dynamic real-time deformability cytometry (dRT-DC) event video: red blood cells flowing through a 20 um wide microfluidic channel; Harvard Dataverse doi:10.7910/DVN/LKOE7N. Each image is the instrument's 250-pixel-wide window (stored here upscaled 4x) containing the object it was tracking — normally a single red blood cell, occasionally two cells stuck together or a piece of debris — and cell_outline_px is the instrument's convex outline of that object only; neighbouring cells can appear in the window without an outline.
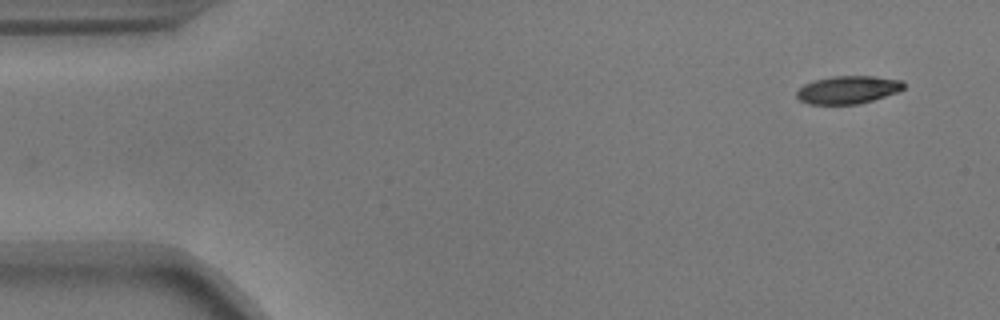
{"species": "common noctule bat (a hibernating species)", "species_latin": "Nyctalus noctula", "temperature_condition": "warm", "stored_images_in_passage": 43, "camera_frame_rate_fps": 3000, "um_per_image_px": 0.085, "animal": {"sex": "male", "body_mass_g": 17.9}, "frame": {"image": 1, "passage_image": 1, "time_ms": 0.0, "image_size_px": [1000, 320], "cell_outline_px": [[904, 88], [896, 92], [860, 104], [808, 104], [800, 100], [796, 96], [796, 92], [804, 84], [812, 80], [832, 76], [872, 76], [904, 80]], "centroid_in_image_um": [72.05, 7.62], "position_along_channel_um": 12.9, "area_um2": 17.4}}
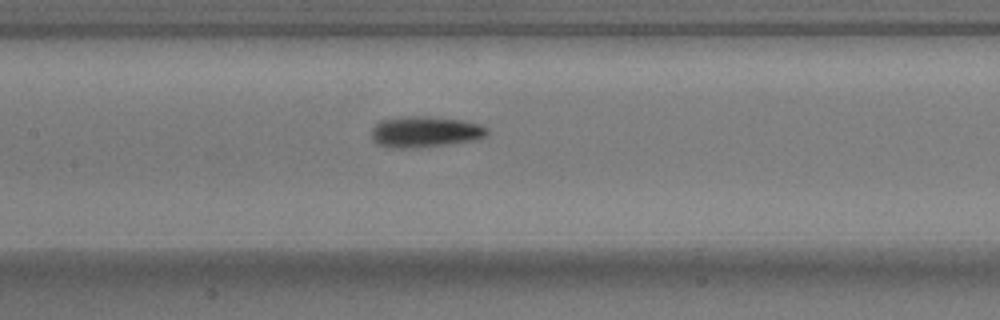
{"frame": {"image": 2, "passage_image": 23, "time_ms": 7.333, "image_size_px": [1000, 320], "cell_outline_px": [[488, 136], [476, 140], [448, 144], [412, 148], [388, 148], [376, 144], [372, 140], [372, 128], [380, 120], [408, 116], [428, 116], [464, 120], [480, 124], [488, 128]], "centroid_in_image_um": [36.14, 11.21], "position_along_channel_um": 171.3, "area_um2": 21.21}}
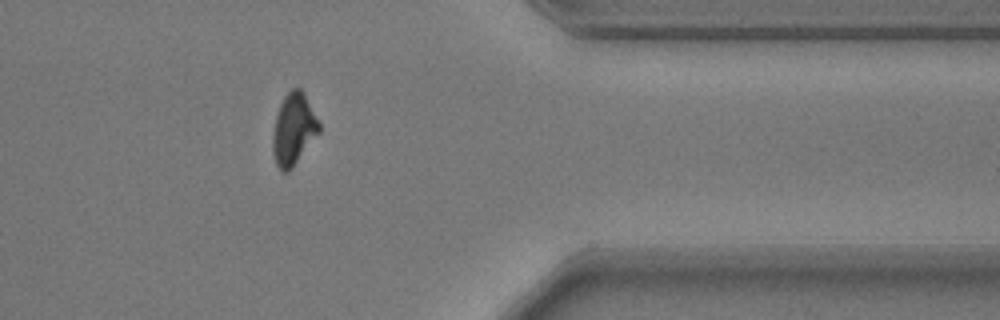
{"frame": {"image": 3, "passage_image": 42, "time_ms": 13.667, "image_size_px": [1000, 320], "cell_outline_px": [[320, 132], [292, 168], [288, 172], [280, 172], [276, 164], [272, 152], [272, 136], [276, 116], [280, 104], [284, 96], [292, 88], [300, 88], [304, 92], [320, 120]], "centroid_in_image_um": [24.97, 10.99], "position_along_channel_um": 386.4, "area_um2": 19.65}, "authors_computed_cell_mechanics": {"area_um2": 19.5942, "velocity_mm_per_s": 3.6729, "shape_relaxation_time_tau1_ms": 3.3539, "shape_relaxation_time_tau2_ms": 4.9291, "deformation_change_tau1": 0.1512, "deformation_change_tau2": 0.1069}}